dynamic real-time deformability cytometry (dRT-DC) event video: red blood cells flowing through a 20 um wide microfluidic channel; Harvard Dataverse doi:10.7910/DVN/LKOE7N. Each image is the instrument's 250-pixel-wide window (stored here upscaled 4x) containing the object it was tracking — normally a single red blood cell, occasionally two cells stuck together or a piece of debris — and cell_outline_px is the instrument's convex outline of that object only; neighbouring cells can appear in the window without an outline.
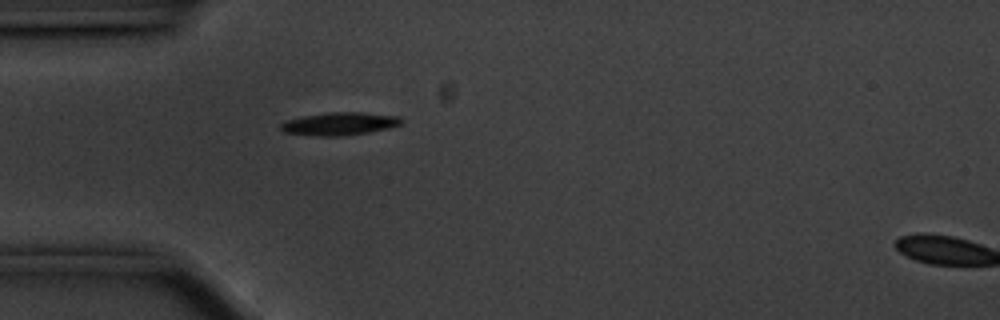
{"species": "common noctule bat (a hibernating species)", "species_latin": "Nyctalus noctula", "temperature_condition": "cold", "stored_images_in_passage": 41, "camera_frame_rate_fps": 3000, "um_per_image_px": 0.085, "animal": {"sex": "male", "body_mass_g": 20.1, "forearm_length_mm": 53.5}, "frame": {"image": 1, "passage_image": 1, "time_ms": 0.0, "image_size_px": [1000, 320], "cell_outline_px": [[404, 120], [400, 124], [388, 128], [368, 132], [340, 136], [316, 136], [284, 132], [280, 128], [280, 124], [288, 120], [304, 116], [328, 112], [360, 112], [400, 116]], "centroid_in_image_um": [28.88, 10.51], "position_along_channel_um": 56.1, "area_um2": 15.95}}
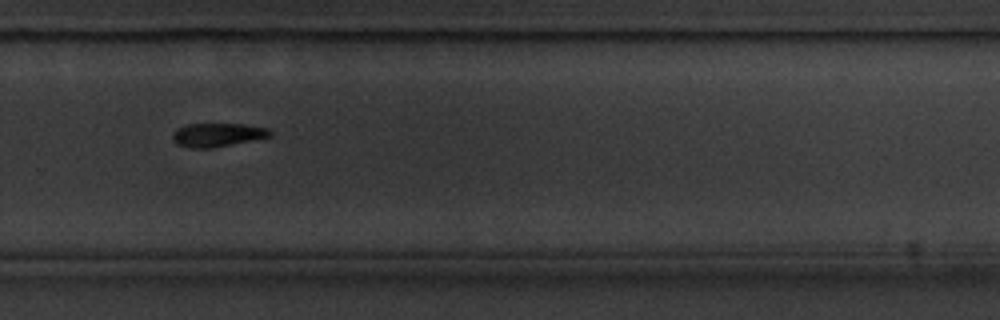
{"frame": {"image": 2, "passage_image": 23, "time_ms": 7.333, "image_size_px": [1000, 320], "cell_outline_px": [[272, 136], [212, 148], [192, 148], [176, 144], [172, 140], [172, 132], [176, 128], [188, 124], [244, 124], [268, 128], [272, 132]], "centroid_in_image_um": [18.45, 11.46], "position_along_channel_um": 311.3, "area_um2": 13.47}}
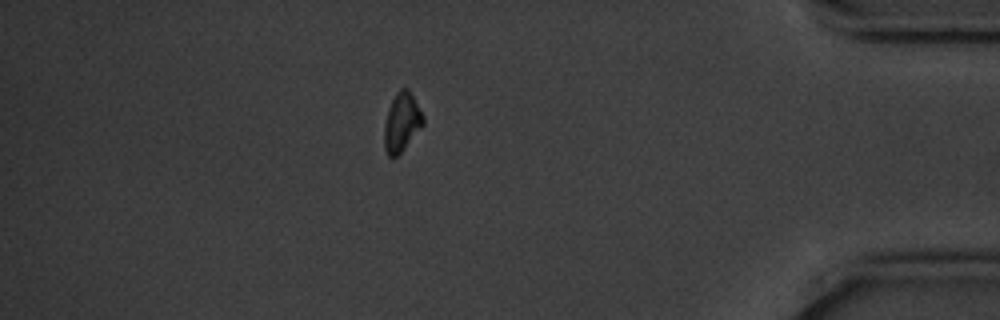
{"frame": {"image": 3, "passage_image": 34, "time_ms": 11.0, "image_size_px": [1000, 320], "cell_outline_px": [[424, 124], [404, 148], [392, 160], [388, 156], [384, 148], [384, 124], [388, 108], [396, 92], [400, 88], [408, 88], [424, 116]], "centroid_in_image_um": [34.13, 10.39], "position_along_channel_um": 401.1, "area_um2": 13.35}, "authors_computed_cell_mechanics": {"area_um2": 14.3344, "velocity_mm_per_s": 3.5374, "shape_relaxation_time_tau1_ms": 4.565, "shape_relaxation_time_tau2_ms": null, "deformation_change_tau1": 0.2037, "deformation_change_tau2": null}}